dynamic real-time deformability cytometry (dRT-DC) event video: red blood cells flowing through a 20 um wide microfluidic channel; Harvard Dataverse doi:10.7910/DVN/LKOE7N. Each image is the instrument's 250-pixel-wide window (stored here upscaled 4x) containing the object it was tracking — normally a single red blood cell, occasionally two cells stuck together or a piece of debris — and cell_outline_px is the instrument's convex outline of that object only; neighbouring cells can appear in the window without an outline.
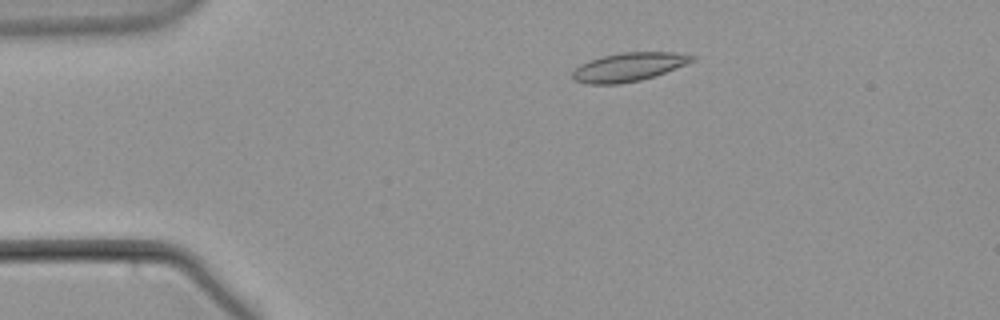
{"species": "common noctule bat (a hibernating species)", "species_latin": "Nyctalus noctula", "temperature_condition": "warm", "stored_images_in_passage": 53, "camera_frame_rate_fps": 3000, "um_per_image_px": 0.085, "animal": {"sex": "male", "body_mass_g": 21.5, "forearm_length_mm": 52.0}, "frame": {"image": 1, "passage_image": 8, "time_ms": 2.333, "image_size_px": [1000, 320], "cell_outline_px": [[696, 60], [656, 76], [640, 80], [620, 84], [588, 84], [572, 80], [572, 72], [580, 64], [600, 56], [620, 52], [672, 52], [696, 56]], "centroid_in_image_um": [53.42, 5.69], "position_along_channel_um": 31.6, "area_um2": 20.11}}
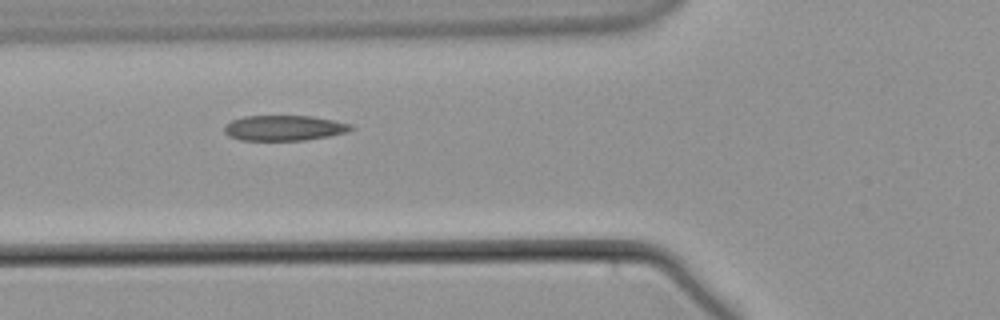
{"frame": {"image": 2, "passage_image": 18, "time_ms": 5.667, "image_size_px": [1000, 320], "cell_outline_px": [[356, 128], [348, 132], [328, 136], [304, 140], [240, 140], [228, 136], [224, 132], [224, 124], [232, 120], [244, 116], [312, 116], [352, 124]], "centroid_in_image_um": [24.15, 10.88], "position_along_channel_um": 101.7, "area_um2": 18.79}}
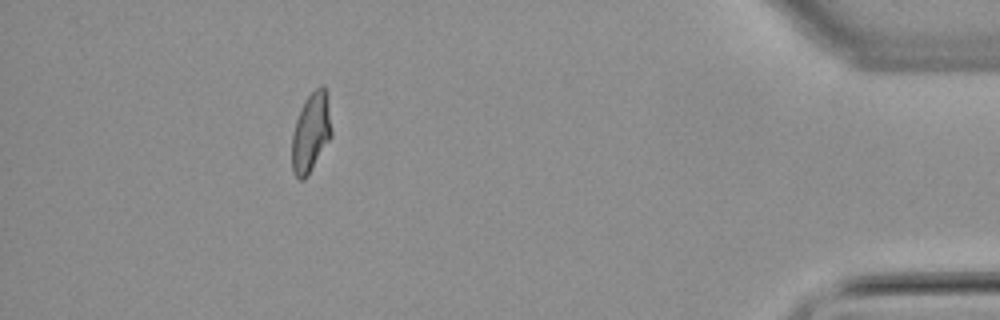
{"frame": {"image": 3, "passage_image": 48, "time_ms": 15.667, "image_size_px": [1000, 320], "cell_outline_px": [[332, 136], [308, 176], [304, 180], [300, 180], [296, 176], [292, 168], [292, 136], [296, 120], [300, 108], [304, 100], [320, 84], [324, 84], [328, 96], [332, 128]], "centroid_in_image_um": [26.45, 11.23], "position_along_channel_um": 408.8, "area_um2": 18.61}}